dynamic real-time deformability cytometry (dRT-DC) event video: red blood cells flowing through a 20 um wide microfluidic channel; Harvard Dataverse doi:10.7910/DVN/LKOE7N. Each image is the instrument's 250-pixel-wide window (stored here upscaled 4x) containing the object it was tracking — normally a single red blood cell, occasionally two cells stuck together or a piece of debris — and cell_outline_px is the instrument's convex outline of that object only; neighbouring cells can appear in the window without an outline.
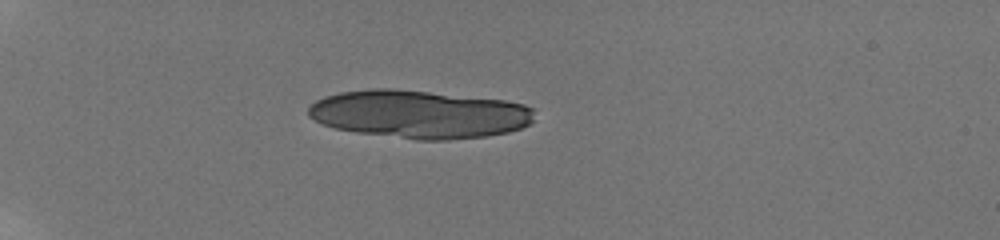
{"species": "human", "species_latin": "Homo sapiens", "temperature_condition": "room temperature", "stored_images_in_passage": 24, "camera_frame_rate_fps": 3000, "um_per_image_px": 0.085, "donor": {"sex": "male"}, "frame": {"image": 1, "passage_image": 1, "time_ms": 0.0, "image_size_px": [1000, 240], "cell_outline_px": [[532, 120], [528, 124], [520, 128], [508, 132], [488, 136], [448, 140], [416, 140], [360, 132], [336, 128], [324, 124], [308, 116], [308, 108], [316, 100], [324, 96], [340, 92], [368, 88], [396, 88], [504, 100], [524, 104], [532, 108]], "centroid_in_image_um": [35.62, 9.69], "position_along_channel_um": 49.4, "area_um2": 63.29}}
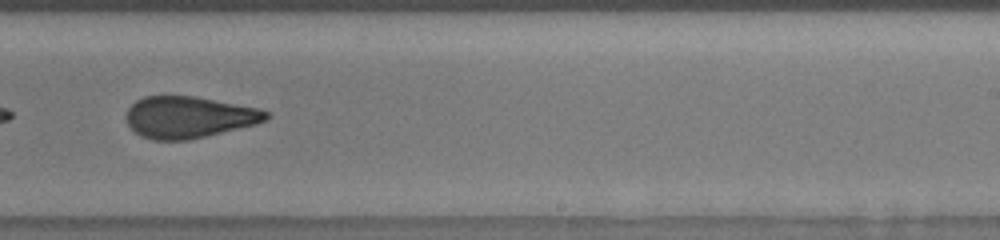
{"frame": {"image": 2, "passage_image": 17, "time_ms": 7.333, "image_size_px": [1000, 240], "cell_outline_px": [[272, 116], [268, 120], [256, 124], [188, 140], [152, 140], [140, 136], [128, 124], [128, 108], [136, 100], [144, 96], [192, 96], [260, 108], [272, 112]], "centroid_in_image_um": [16.11, 9.96], "position_along_channel_um": 272.9, "area_um2": 33.87}}
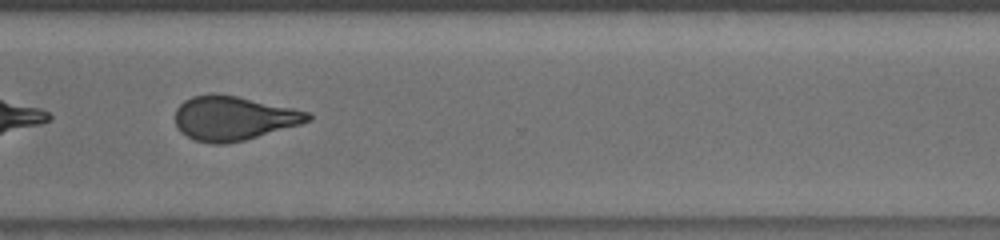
{"frame": {"image": 3, "passage_image": 20, "time_ms": 9.333, "image_size_px": [1000, 240], "cell_outline_px": [[312, 120], [300, 124], [244, 140], [224, 144], [212, 144], [192, 140], [180, 132], [176, 124], [176, 108], [184, 100], [192, 96], [236, 96], [312, 112]], "centroid_in_image_um": [19.86, 10.08], "position_along_channel_um": 350.7, "area_um2": 33.7}, "authors_computed_cell_mechanics": {"area_um2": 35.3736, "velocity_mm_per_s": 3.8872, "shape_relaxation_time_tau1_ms": null, "shape_relaxation_time_tau2_ms": 1.9636, "deformation_change_tau1": null, "deformation_change_tau2": 0.1103}}